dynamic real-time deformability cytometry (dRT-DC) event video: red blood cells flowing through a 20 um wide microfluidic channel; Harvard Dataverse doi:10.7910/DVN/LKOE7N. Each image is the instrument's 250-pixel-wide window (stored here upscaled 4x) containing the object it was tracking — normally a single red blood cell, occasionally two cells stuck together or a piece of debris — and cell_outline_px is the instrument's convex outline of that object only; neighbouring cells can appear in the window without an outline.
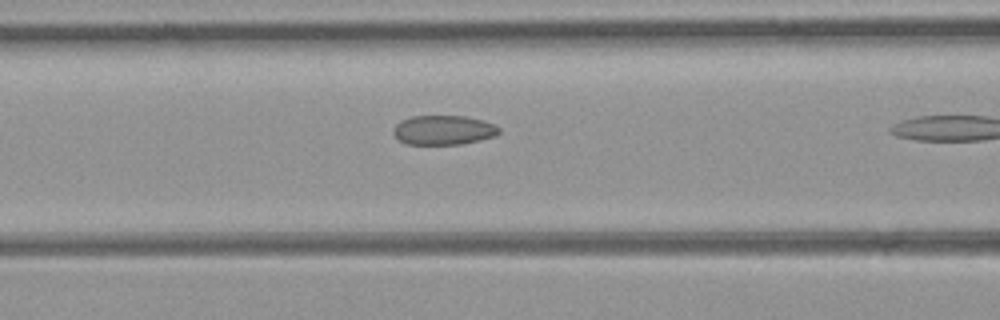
{"species": "common noctule bat (a hibernating species)", "species_latin": "Nyctalus noctula", "temperature_condition": "room temperature", "stored_images_in_passage": 10, "camera_frame_rate_fps": 3000, "um_per_image_px": 0.085, "animal": {"sex": "female", "body_mass_g": 21.9}, "frame": {"image": 1, "passage_image": 9, "time_ms": 2.667, "image_size_px": [1000, 320], "cell_outline_px": [[500, 132], [496, 136], [464, 144], [404, 144], [392, 132], [392, 128], [400, 120], [412, 116], [464, 116], [480, 120], [492, 124], [500, 128]], "centroid_in_image_um": [37.67, 11.06], "position_along_channel_um": 128.9, "area_um2": 18.15}}